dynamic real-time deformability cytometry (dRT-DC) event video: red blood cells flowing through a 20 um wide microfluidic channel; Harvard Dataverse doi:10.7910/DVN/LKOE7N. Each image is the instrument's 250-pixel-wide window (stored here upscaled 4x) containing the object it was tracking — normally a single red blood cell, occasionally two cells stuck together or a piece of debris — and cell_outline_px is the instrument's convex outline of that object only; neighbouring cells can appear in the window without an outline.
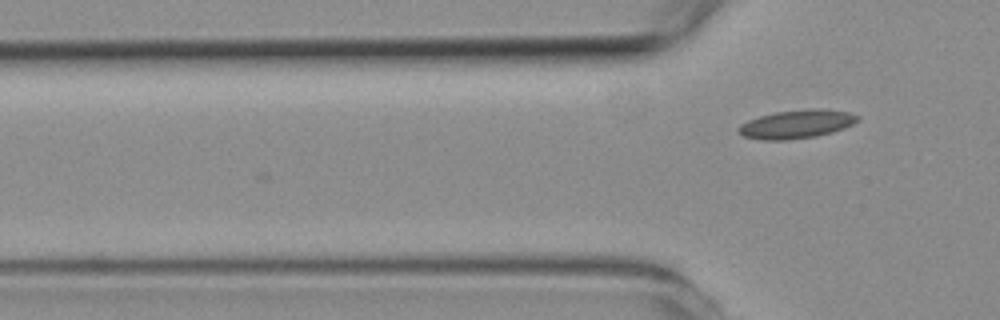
{"species": "common noctule bat (a hibernating species)", "species_latin": "Nyctalus noctula", "temperature_condition": "room temperature", "stored_images_in_passage": 3, "camera_frame_rate_fps": 3000, "um_per_image_px": 0.085, "animal": {"sex": "female", "body_mass_g": 19.3, "forearm_length_mm": 54.1}, "frame": {"image": 1, "passage_image": 3, "time_ms": 2.0, "image_size_px": [1000, 320], "cell_outline_px": [[860, 120], [844, 128], [832, 132], [816, 136], [788, 140], [760, 140], [744, 136], [736, 132], [736, 128], [740, 124], [748, 120], [760, 116], [776, 112], [808, 108], [824, 108], [848, 112], [860, 116]], "centroid_in_image_um": [67.7, 10.54], "position_along_channel_um": 58.1, "area_um2": 20.06}}